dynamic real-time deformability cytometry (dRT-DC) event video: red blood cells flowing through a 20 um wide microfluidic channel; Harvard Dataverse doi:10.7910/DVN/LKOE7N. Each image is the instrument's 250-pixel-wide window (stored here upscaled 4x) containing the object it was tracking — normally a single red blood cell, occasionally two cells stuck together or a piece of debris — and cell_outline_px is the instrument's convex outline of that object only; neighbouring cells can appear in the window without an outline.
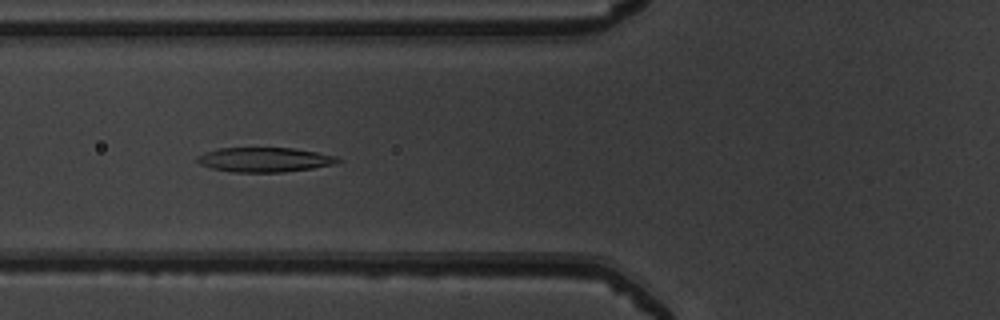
{"species": "common noctule bat (a hibernating species)", "species_latin": "Nyctalus noctula", "temperature_condition": "warm", "stored_images_in_passage": 50, "camera_frame_rate_fps": 3000, "um_per_image_px": 0.085, "animal": {"sex": "male", "body_mass_g": 19.5, "forearm_length_mm": 54.6}, "frame": {"image": 1, "passage_image": 19, "time_ms": 6.0, "image_size_px": [1000, 320], "cell_outline_px": [[344, 160], [336, 164], [312, 168], [284, 172], [232, 172], [212, 168], [200, 164], [196, 160], [196, 156], [204, 152], [216, 148], [292, 148], [316, 152], [336, 156]], "centroid_in_image_um": [22.49, 13.57], "position_along_channel_um": 103.3, "area_um2": 20.23}}
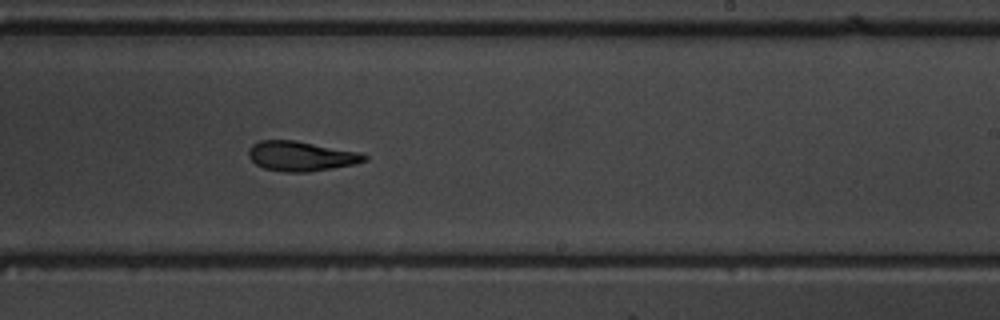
{"frame": {"image": 2, "passage_image": 31, "time_ms": 10.0, "image_size_px": [1000, 320], "cell_outline_px": [[368, 160], [356, 164], [308, 172], [284, 172], [264, 168], [256, 164], [248, 156], [248, 148], [252, 144], [260, 140], [296, 140], [364, 152], [368, 156]], "centroid_in_image_um": [25.64, 13.26], "position_along_channel_um": 263.4, "area_um2": 20.52}}
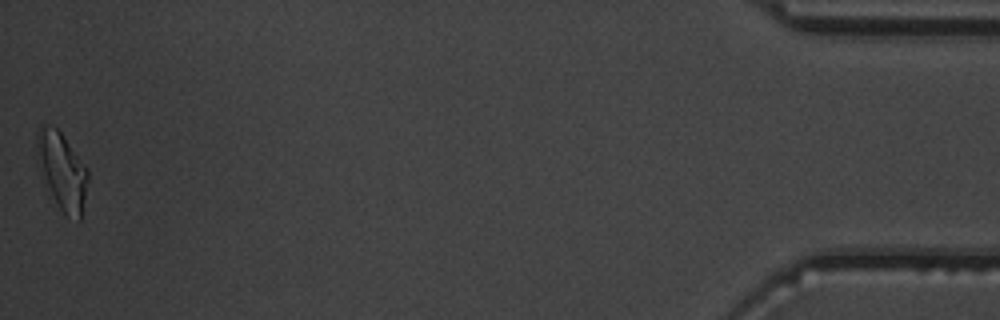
{"frame": {"image": 3, "passage_image": 50, "time_ms": 16.333, "image_size_px": [1000, 320], "cell_outline_px": [[88, 180], [80, 220], [64, 212], [60, 208], [36, 164], [36, 132], [40, 124], [44, 124], [56, 128], [60, 132], [88, 168]], "centroid_in_image_um": [5.24, 14.44], "position_along_channel_um": 430.0, "area_um2": 22.54}, "authors_computed_cell_mechanics": {"area_um2": 20.7502, "velocity_mm_per_s": 4.0106, "shape_relaxation_time_tau1_ms": 5.725, "shape_relaxation_time_tau2_ms": 2.7116, "deformation_change_tau1": 0.1938, "deformation_change_tau2": 0.1171}}